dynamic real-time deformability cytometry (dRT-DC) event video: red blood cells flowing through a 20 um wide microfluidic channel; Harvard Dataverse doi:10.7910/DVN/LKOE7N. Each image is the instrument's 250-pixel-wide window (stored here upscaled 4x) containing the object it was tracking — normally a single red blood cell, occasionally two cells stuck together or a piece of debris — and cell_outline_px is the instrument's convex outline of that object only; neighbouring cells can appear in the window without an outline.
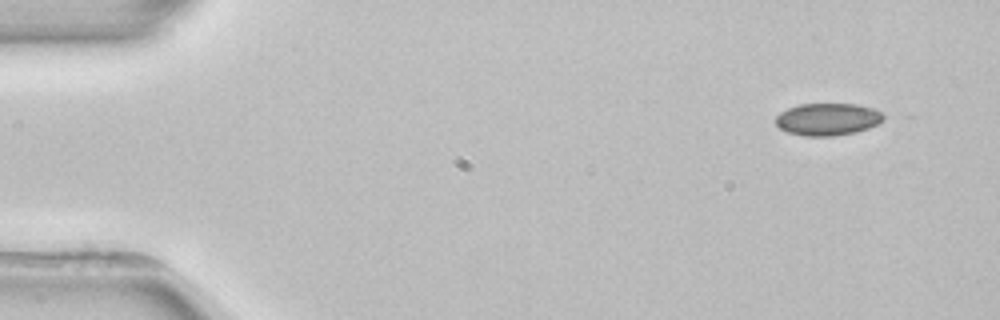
{"species": "common noctule bat (a hibernating species)", "species_latin": "Nyctalus noctula", "temperature_condition": "room temperature", "stored_images_in_passage": 3, "camera_frame_rate_fps": 3000, "um_per_image_px": 0.085, "animal": {"sex": "female", "body_mass_g": 22.7, "forearm_length_mm": 54.2}, "frame": {"image": 1, "passage_image": 1, "time_ms": 0.0, "image_size_px": [1000, 320], "cell_outline_px": [[884, 116], [876, 124], [868, 128], [856, 132], [832, 136], [804, 136], [788, 132], [780, 128], [776, 124], [776, 116], [780, 112], [788, 108], [800, 104], [856, 104], [872, 108], [880, 112]], "centroid_in_image_um": [70.31, 10.14], "position_along_channel_um": 14.7, "area_um2": 20.06}}